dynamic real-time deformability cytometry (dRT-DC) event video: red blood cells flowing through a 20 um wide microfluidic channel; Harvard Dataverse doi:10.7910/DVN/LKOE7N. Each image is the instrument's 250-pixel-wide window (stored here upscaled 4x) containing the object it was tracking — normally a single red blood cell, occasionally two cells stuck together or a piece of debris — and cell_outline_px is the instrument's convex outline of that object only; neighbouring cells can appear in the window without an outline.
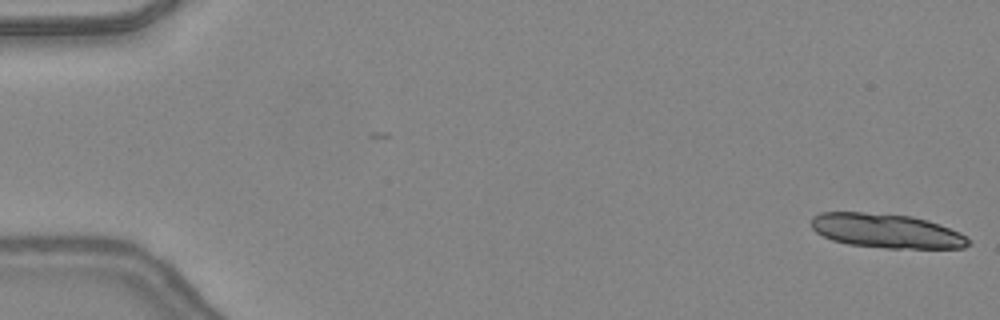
{"species": "common noctule bat (a hibernating species)", "species_latin": "Nyctalus noctula", "temperature_condition": "warm", "stored_images_in_passage": 23, "camera_frame_rate_fps": 3000, "um_per_image_px": 0.085, "animal": {"sex": "female", "body_mass_g": 24.6, "forearm_length_mm": 56.2}, "frame": {"image": 1, "passage_image": 1, "time_ms": 0.0, "image_size_px": [1000, 320], "cell_outline_px": [[972, 244], [964, 248], [884, 248], [848, 244], [832, 240], [816, 232], [812, 228], [812, 216], [820, 212], [864, 212], [912, 216], [928, 220], [940, 224], [960, 232], [972, 240]], "centroid_in_image_um": [75.39, 19.63], "position_along_channel_um": 9.6, "area_um2": 31.62}}
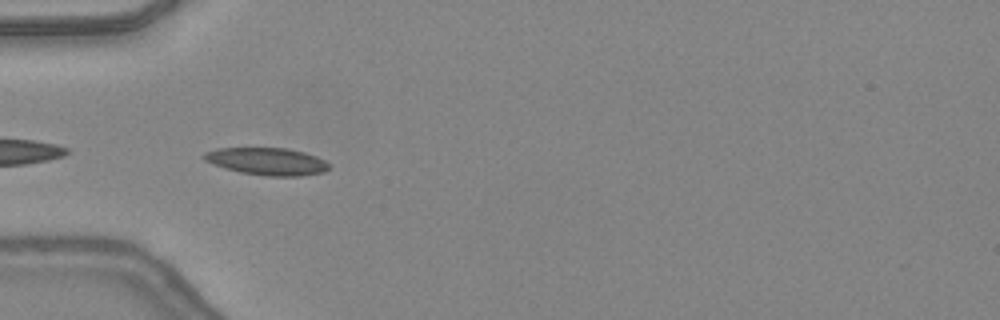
{"frame": {"image": 2, "passage_image": 16, "time_ms": 5.0, "image_size_px": [1000, 320], "cell_outline_px": [[328, 168], [324, 172], [300, 176], [264, 176], [240, 172], [224, 168], [204, 160], [200, 156], [204, 152], [216, 148], [288, 148], [304, 152], [316, 156], [324, 160], [328, 164]], "centroid_in_image_um": [22.66, 13.71], "position_along_channel_um": 62.3, "area_um2": 20.0}}